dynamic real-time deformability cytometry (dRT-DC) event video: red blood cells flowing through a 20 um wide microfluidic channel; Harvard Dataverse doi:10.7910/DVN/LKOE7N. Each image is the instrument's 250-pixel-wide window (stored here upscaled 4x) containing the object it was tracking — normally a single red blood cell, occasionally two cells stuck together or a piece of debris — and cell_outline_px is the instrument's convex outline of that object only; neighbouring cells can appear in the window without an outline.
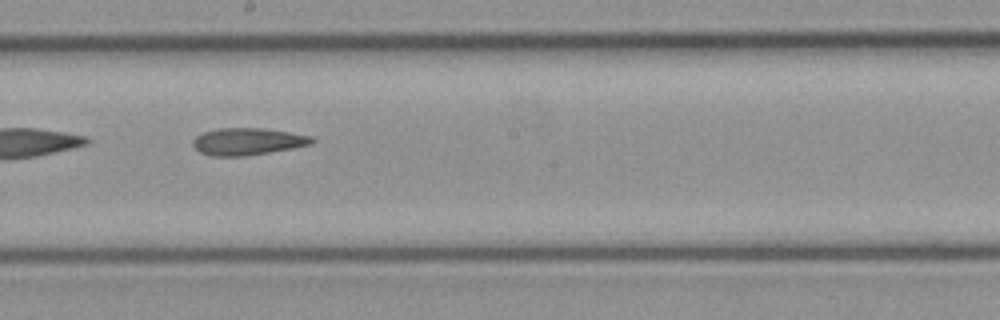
{"species": "common noctule bat (a hibernating species)", "species_latin": "Nyctalus noctula", "temperature_condition": "cold", "stored_images_in_passage": 23, "camera_frame_rate_fps": 3000, "um_per_image_px": 0.085, "animal": {"sex": "female", "body_mass_g": 21.9}, "frame": {"image": 1, "passage_image": 10, "time_ms": 3.0, "image_size_px": [1000, 320], "cell_outline_px": [[316, 140], [308, 144], [292, 148], [244, 156], [208, 156], [200, 152], [192, 144], [192, 140], [196, 136], [204, 132], [216, 128], [264, 128], [312, 136]], "centroid_in_image_um": [21.0, 12.02], "position_along_channel_um": 227.2, "area_um2": 18.67}}
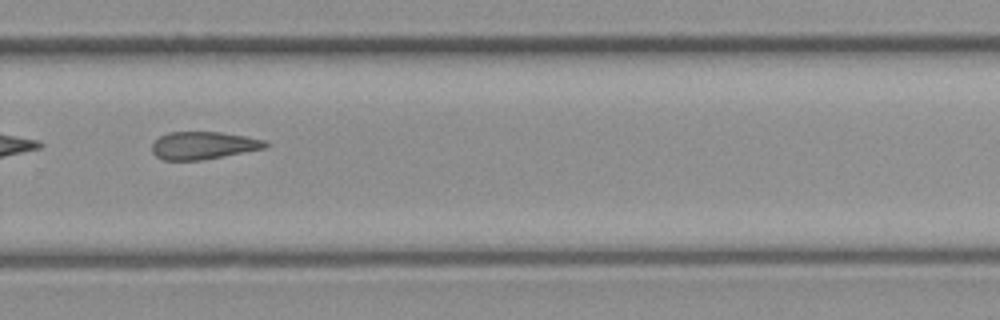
{"frame": {"image": 2, "passage_image": 14, "time_ms": 4.333, "image_size_px": [1000, 320], "cell_outline_px": [[272, 144], [264, 148], [204, 160], [164, 160], [156, 156], [152, 152], [152, 144], [160, 136], [168, 132], [220, 132], [244, 136], [264, 140]], "centroid_in_image_um": [17.28, 12.36], "position_along_channel_um": 312.5, "area_um2": 18.21}}